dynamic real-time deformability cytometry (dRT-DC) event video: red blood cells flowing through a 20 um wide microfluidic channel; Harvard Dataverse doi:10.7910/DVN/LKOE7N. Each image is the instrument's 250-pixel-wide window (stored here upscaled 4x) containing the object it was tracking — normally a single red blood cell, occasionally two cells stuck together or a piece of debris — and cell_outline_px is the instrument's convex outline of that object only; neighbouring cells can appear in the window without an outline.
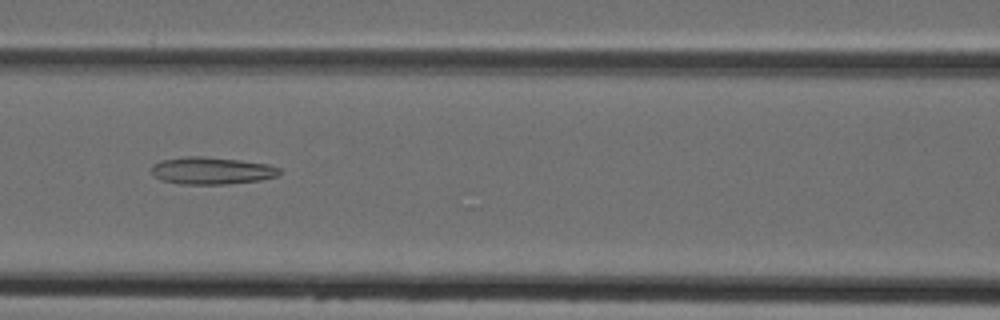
{"species": "Egyptian fruit bat (a non-hibernating species)", "species_latin": "Rousettus aegyptiacus", "temperature_condition": "cold", "stored_images_in_passage": 5, "camera_frame_rate_fps": 3000, "um_per_image_px": 0.085, "animal": {"sex": "female"}, "frame": {"image": 1, "passage_image": 5, "time_ms": 5.333, "image_size_px": [1000, 320], "cell_outline_px": [[280, 176], [260, 180], [228, 184], [180, 184], [160, 180], [152, 172], [152, 164], [160, 160], [184, 156], [204, 156], [240, 160], [268, 164], [280, 168]], "centroid_in_image_um": [17.99, 14.5], "position_along_channel_um": 148.6, "area_um2": 20.52}}